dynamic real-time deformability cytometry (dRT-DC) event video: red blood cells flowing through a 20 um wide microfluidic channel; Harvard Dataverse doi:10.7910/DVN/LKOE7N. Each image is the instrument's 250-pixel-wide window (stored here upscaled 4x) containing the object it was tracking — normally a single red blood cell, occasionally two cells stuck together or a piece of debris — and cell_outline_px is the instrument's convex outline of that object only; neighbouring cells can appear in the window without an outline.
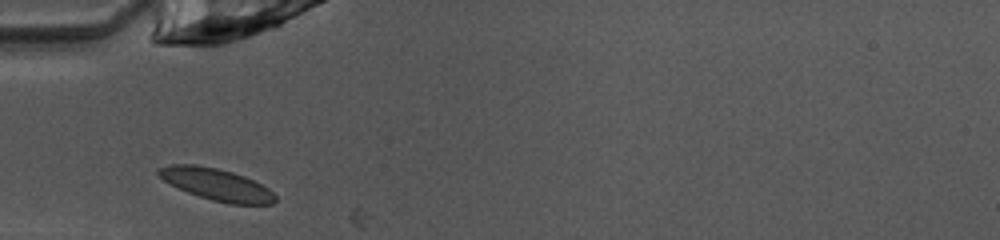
{"species": "common noctule bat (a hibernating species)", "species_latin": "Nyctalus noctula", "temperature_condition": "warm", "stored_images_in_passage": 2, "camera_frame_rate_fps": 3000, "um_per_image_px": 0.085, "animal": {"sex": "female", "body_mass_g": 10.0, "forearm_length_mm": 53.1}, "frame": {"image": 1, "passage_image": 1, "time_ms": 0.0, "image_size_px": [1000, 240], "cell_outline_px": [[276, 200], [272, 204], [228, 204], [212, 200], [188, 192], [164, 180], [156, 172], [160, 168], [168, 164], [196, 164], [216, 168], [232, 172], [244, 176], [268, 188], [276, 196]], "centroid_in_image_um": [18.42, 15.67], "position_along_channel_um": 66.6, "area_um2": 21.39}}